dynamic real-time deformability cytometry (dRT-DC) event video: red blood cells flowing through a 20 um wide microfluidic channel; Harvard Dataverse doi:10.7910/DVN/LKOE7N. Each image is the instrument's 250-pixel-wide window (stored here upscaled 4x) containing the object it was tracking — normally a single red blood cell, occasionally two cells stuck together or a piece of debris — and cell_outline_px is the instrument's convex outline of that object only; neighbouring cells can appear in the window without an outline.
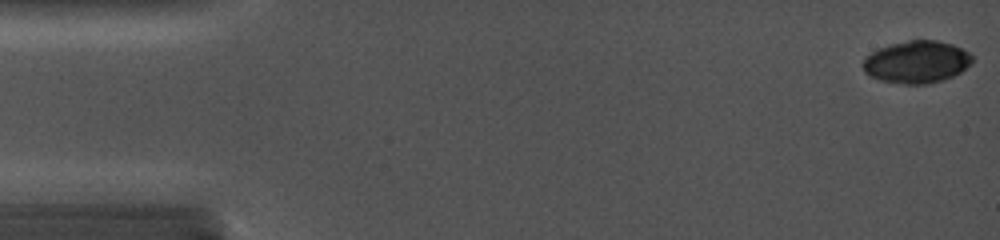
{"species": "common noctule bat (a hibernating species)", "species_latin": "Nyctalus noctula", "temperature_condition": "cold", "stored_images_in_passage": 10, "camera_frame_rate_fps": 5000, "um_per_image_px": 0.085, "animal": {"sex": "female", "body_mass_g": 19.0, "forearm_length_mm": 56.7}, "frame": {"image": 1, "passage_image": 1, "time_ms": 0.0, "image_size_px": [1000, 240], "cell_outline_px": [[972, 64], [960, 72], [952, 76], [928, 84], [904, 84], [880, 80], [864, 72], [864, 60], [872, 52], [880, 48], [892, 44], [908, 40], [936, 40], [952, 44], [968, 52], [972, 56]], "centroid_in_image_um": [77.94, 5.27], "position_along_channel_um": 7.1, "area_um2": 26.59}}